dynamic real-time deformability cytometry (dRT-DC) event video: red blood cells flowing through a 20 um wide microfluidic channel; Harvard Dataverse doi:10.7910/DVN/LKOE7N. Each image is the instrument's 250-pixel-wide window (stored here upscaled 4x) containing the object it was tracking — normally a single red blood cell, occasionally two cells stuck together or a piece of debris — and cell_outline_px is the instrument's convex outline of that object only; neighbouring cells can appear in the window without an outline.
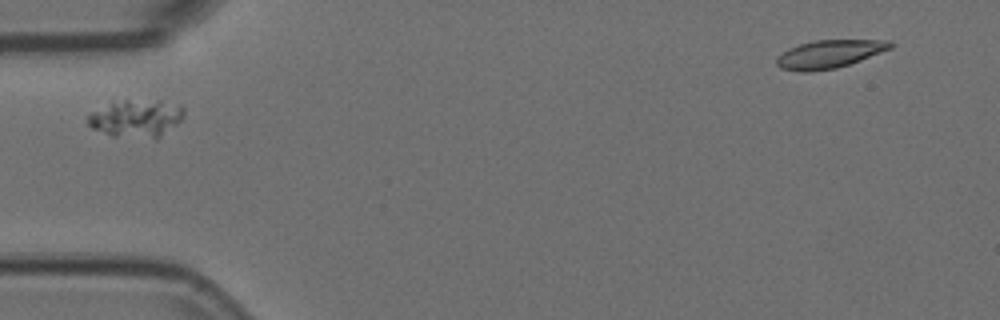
{"species": "Egyptian fruit bat (a non-hibernating species)", "species_latin": "Rousettus aegyptiacus", "temperature_condition": "room temperature", "stored_images_in_passage": 2, "camera_frame_rate_fps": 3000, "um_per_image_px": 0.085, "animal": {"sex": "female"}, "frame": {"image": 1, "passage_image": 2, "time_ms": 0.333, "image_size_px": [1000, 320], "cell_outline_px": [[184, 116], [176, 124], [156, 140], [116, 136], [92, 128], [88, 124], [88, 112], [112, 100], [160, 100], [180, 104], [184, 108]], "centroid_in_image_um": [11.57, 10.04], "position_along_channel_um": 73.4, "area_um2": 21.56}}